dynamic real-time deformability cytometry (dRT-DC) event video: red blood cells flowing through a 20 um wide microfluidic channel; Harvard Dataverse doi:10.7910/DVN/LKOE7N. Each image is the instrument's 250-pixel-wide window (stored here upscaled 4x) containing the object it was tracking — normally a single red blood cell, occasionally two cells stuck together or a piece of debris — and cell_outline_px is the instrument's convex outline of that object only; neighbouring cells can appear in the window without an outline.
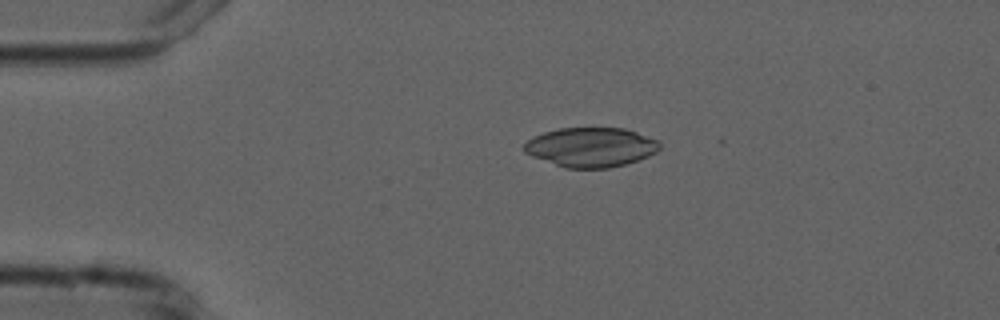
{"species": "common noctule bat (a hibernating species)", "species_latin": "Nyctalus noctula", "temperature_condition": "cold", "stored_images_in_passage": 3, "camera_frame_rate_fps": 3000, "um_per_image_px": 0.085, "animal": {"sex": "male", "forearm_length_mm": 52.5}, "frame": {"image": 1, "passage_image": 1, "time_ms": 0.0, "image_size_px": [1000, 320], "cell_outline_px": [[660, 148], [656, 152], [648, 156], [624, 164], [608, 168], [564, 168], [532, 156], [524, 152], [520, 148], [532, 136], [544, 132], [560, 128], [624, 128], [660, 140]], "centroid_in_image_um": [50.2, 12.51], "position_along_channel_um": 34.8, "area_um2": 31.27}}